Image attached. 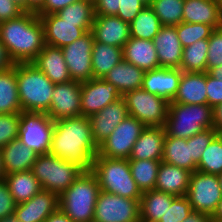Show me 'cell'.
I'll return each mask as SVG.
<instances>
[{"label": "cell", "instance_id": "1", "mask_svg": "<svg viewBox=\"0 0 222 222\" xmlns=\"http://www.w3.org/2000/svg\"><path fill=\"white\" fill-rule=\"evenodd\" d=\"M48 153L91 171L98 145L93 139L89 118L78 116L53 121Z\"/></svg>", "mask_w": 222, "mask_h": 222}, {"label": "cell", "instance_id": "2", "mask_svg": "<svg viewBox=\"0 0 222 222\" xmlns=\"http://www.w3.org/2000/svg\"><path fill=\"white\" fill-rule=\"evenodd\" d=\"M0 40L14 63H30L45 46L44 27L36 13L24 12L19 17L0 23Z\"/></svg>", "mask_w": 222, "mask_h": 222}, {"label": "cell", "instance_id": "3", "mask_svg": "<svg viewBox=\"0 0 222 222\" xmlns=\"http://www.w3.org/2000/svg\"><path fill=\"white\" fill-rule=\"evenodd\" d=\"M17 89L24 112L47 114L55 84L33 63H16Z\"/></svg>", "mask_w": 222, "mask_h": 222}, {"label": "cell", "instance_id": "4", "mask_svg": "<svg viewBox=\"0 0 222 222\" xmlns=\"http://www.w3.org/2000/svg\"><path fill=\"white\" fill-rule=\"evenodd\" d=\"M100 187L92 171H83L79 177L59 195V208L73 222H92Z\"/></svg>", "mask_w": 222, "mask_h": 222}, {"label": "cell", "instance_id": "5", "mask_svg": "<svg viewBox=\"0 0 222 222\" xmlns=\"http://www.w3.org/2000/svg\"><path fill=\"white\" fill-rule=\"evenodd\" d=\"M100 190L130 199H140L142 192L132 177L128 159H112L97 155L91 167Z\"/></svg>", "mask_w": 222, "mask_h": 222}, {"label": "cell", "instance_id": "6", "mask_svg": "<svg viewBox=\"0 0 222 222\" xmlns=\"http://www.w3.org/2000/svg\"><path fill=\"white\" fill-rule=\"evenodd\" d=\"M164 128L168 136L188 139L213 128V108L208 104L169 103Z\"/></svg>", "mask_w": 222, "mask_h": 222}, {"label": "cell", "instance_id": "7", "mask_svg": "<svg viewBox=\"0 0 222 222\" xmlns=\"http://www.w3.org/2000/svg\"><path fill=\"white\" fill-rule=\"evenodd\" d=\"M31 171L42 190L61 195L84 170L75 163L47 153L37 155Z\"/></svg>", "mask_w": 222, "mask_h": 222}, {"label": "cell", "instance_id": "8", "mask_svg": "<svg viewBox=\"0 0 222 222\" xmlns=\"http://www.w3.org/2000/svg\"><path fill=\"white\" fill-rule=\"evenodd\" d=\"M129 116L135 117L146 127H164L169 102L160 96L140 88L126 92L123 96Z\"/></svg>", "mask_w": 222, "mask_h": 222}, {"label": "cell", "instance_id": "9", "mask_svg": "<svg viewBox=\"0 0 222 222\" xmlns=\"http://www.w3.org/2000/svg\"><path fill=\"white\" fill-rule=\"evenodd\" d=\"M186 197L193 211L212 216L222 197L218 176L198 170L192 172Z\"/></svg>", "mask_w": 222, "mask_h": 222}, {"label": "cell", "instance_id": "10", "mask_svg": "<svg viewBox=\"0 0 222 222\" xmlns=\"http://www.w3.org/2000/svg\"><path fill=\"white\" fill-rule=\"evenodd\" d=\"M146 126L138 119L127 116L115 130L98 145L101 157L129 159L134 143Z\"/></svg>", "mask_w": 222, "mask_h": 222}, {"label": "cell", "instance_id": "11", "mask_svg": "<svg viewBox=\"0 0 222 222\" xmlns=\"http://www.w3.org/2000/svg\"><path fill=\"white\" fill-rule=\"evenodd\" d=\"M140 199H130L100 190L94 222H140Z\"/></svg>", "mask_w": 222, "mask_h": 222}, {"label": "cell", "instance_id": "12", "mask_svg": "<svg viewBox=\"0 0 222 222\" xmlns=\"http://www.w3.org/2000/svg\"><path fill=\"white\" fill-rule=\"evenodd\" d=\"M18 139L37 154H47L53 130V121L46 114L35 112L20 113Z\"/></svg>", "mask_w": 222, "mask_h": 222}, {"label": "cell", "instance_id": "13", "mask_svg": "<svg viewBox=\"0 0 222 222\" xmlns=\"http://www.w3.org/2000/svg\"><path fill=\"white\" fill-rule=\"evenodd\" d=\"M93 44L94 37L89 31L81 38L61 48L73 81L82 83L93 78L91 61Z\"/></svg>", "mask_w": 222, "mask_h": 222}, {"label": "cell", "instance_id": "14", "mask_svg": "<svg viewBox=\"0 0 222 222\" xmlns=\"http://www.w3.org/2000/svg\"><path fill=\"white\" fill-rule=\"evenodd\" d=\"M117 88L102 78H92L81 83V116L89 117L120 99Z\"/></svg>", "mask_w": 222, "mask_h": 222}, {"label": "cell", "instance_id": "15", "mask_svg": "<svg viewBox=\"0 0 222 222\" xmlns=\"http://www.w3.org/2000/svg\"><path fill=\"white\" fill-rule=\"evenodd\" d=\"M46 115L52 121L81 116V83L71 80L55 84Z\"/></svg>", "mask_w": 222, "mask_h": 222}, {"label": "cell", "instance_id": "16", "mask_svg": "<svg viewBox=\"0 0 222 222\" xmlns=\"http://www.w3.org/2000/svg\"><path fill=\"white\" fill-rule=\"evenodd\" d=\"M59 209V195L41 190L28 201L16 204L14 216L21 222H44Z\"/></svg>", "mask_w": 222, "mask_h": 222}, {"label": "cell", "instance_id": "17", "mask_svg": "<svg viewBox=\"0 0 222 222\" xmlns=\"http://www.w3.org/2000/svg\"><path fill=\"white\" fill-rule=\"evenodd\" d=\"M127 116H129L128 109L123 97L89 116L92 136L96 144L99 145L108 138Z\"/></svg>", "mask_w": 222, "mask_h": 222}, {"label": "cell", "instance_id": "18", "mask_svg": "<svg viewBox=\"0 0 222 222\" xmlns=\"http://www.w3.org/2000/svg\"><path fill=\"white\" fill-rule=\"evenodd\" d=\"M91 32L95 42L123 48L130 39V24L115 15H95Z\"/></svg>", "mask_w": 222, "mask_h": 222}, {"label": "cell", "instance_id": "19", "mask_svg": "<svg viewBox=\"0 0 222 222\" xmlns=\"http://www.w3.org/2000/svg\"><path fill=\"white\" fill-rule=\"evenodd\" d=\"M181 75L182 70L178 68L160 67L146 71L141 88L172 102L177 94Z\"/></svg>", "mask_w": 222, "mask_h": 222}, {"label": "cell", "instance_id": "20", "mask_svg": "<svg viewBox=\"0 0 222 222\" xmlns=\"http://www.w3.org/2000/svg\"><path fill=\"white\" fill-rule=\"evenodd\" d=\"M43 27L45 44L62 48L81 38L87 32L78 23L65 22L56 14L39 15Z\"/></svg>", "mask_w": 222, "mask_h": 222}, {"label": "cell", "instance_id": "21", "mask_svg": "<svg viewBox=\"0 0 222 222\" xmlns=\"http://www.w3.org/2000/svg\"><path fill=\"white\" fill-rule=\"evenodd\" d=\"M153 43L160 67L180 69L183 47L176 26L162 25L153 38Z\"/></svg>", "mask_w": 222, "mask_h": 222}, {"label": "cell", "instance_id": "22", "mask_svg": "<svg viewBox=\"0 0 222 222\" xmlns=\"http://www.w3.org/2000/svg\"><path fill=\"white\" fill-rule=\"evenodd\" d=\"M165 137L164 127H145L134 143L128 160L162 161Z\"/></svg>", "mask_w": 222, "mask_h": 222}, {"label": "cell", "instance_id": "23", "mask_svg": "<svg viewBox=\"0 0 222 222\" xmlns=\"http://www.w3.org/2000/svg\"><path fill=\"white\" fill-rule=\"evenodd\" d=\"M54 84L67 83L71 76L64 60L62 49L45 44L42 51L31 62Z\"/></svg>", "mask_w": 222, "mask_h": 222}, {"label": "cell", "instance_id": "24", "mask_svg": "<svg viewBox=\"0 0 222 222\" xmlns=\"http://www.w3.org/2000/svg\"><path fill=\"white\" fill-rule=\"evenodd\" d=\"M123 60L145 72L160 68L153 40L130 37L123 46Z\"/></svg>", "mask_w": 222, "mask_h": 222}, {"label": "cell", "instance_id": "25", "mask_svg": "<svg viewBox=\"0 0 222 222\" xmlns=\"http://www.w3.org/2000/svg\"><path fill=\"white\" fill-rule=\"evenodd\" d=\"M191 173L187 169L161 161L154 189L174 196H186Z\"/></svg>", "mask_w": 222, "mask_h": 222}, {"label": "cell", "instance_id": "26", "mask_svg": "<svg viewBox=\"0 0 222 222\" xmlns=\"http://www.w3.org/2000/svg\"><path fill=\"white\" fill-rule=\"evenodd\" d=\"M169 103L207 104L206 72L182 71L177 94Z\"/></svg>", "mask_w": 222, "mask_h": 222}, {"label": "cell", "instance_id": "27", "mask_svg": "<svg viewBox=\"0 0 222 222\" xmlns=\"http://www.w3.org/2000/svg\"><path fill=\"white\" fill-rule=\"evenodd\" d=\"M182 22L222 27V9L214 0H184Z\"/></svg>", "mask_w": 222, "mask_h": 222}, {"label": "cell", "instance_id": "28", "mask_svg": "<svg viewBox=\"0 0 222 222\" xmlns=\"http://www.w3.org/2000/svg\"><path fill=\"white\" fill-rule=\"evenodd\" d=\"M3 168L6 175L32 169L37 153L25 147L19 139L12 140L1 148Z\"/></svg>", "mask_w": 222, "mask_h": 222}, {"label": "cell", "instance_id": "29", "mask_svg": "<svg viewBox=\"0 0 222 222\" xmlns=\"http://www.w3.org/2000/svg\"><path fill=\"white\" fill-rule=\"evenodd\" d=\"M144 75L145 71L122 60L104 75L102 79L112 83L123 96L128 91L140 89Z\"/></svg>", "mask_w": 222, "mask_h": 222}, {"label": "cell", "instance_id": "30", "mask_svg": "<svg viewBox=\"0 0 222 222\" xmlns=\"http://www.w3.org/2000/svg\"><path fill=\"white\" fill-rule=\"evenodd\" d=\"M175 197L156 189L142 192L139 201L140 222H158Z\"/></svg>", "mask_w": 222, "mask_h": 222}, {"label": "cell", "instance_id": "31", "mask_svg": "<svg viewBox=\"0 0 222 222\" xmlns=\"http://www.w3.org/2000/svg\"><path fill=\"white\" fill-rule=\"evenodd\" d=\"M162 161L191 172L197 170V164L192 160L191 143H187V139L184 138L166 134Z\"/></svg>", "mask_w": 222, "mask_h": 222}, {"label": "cell", "instance_id": "32", "mask_svg": "<svg viewBox=\"0 0 222 222\" xmlns=\"http://www.w3.org/2000/svg\"><path fill=\"white\" fill-rule=\"evenodd\" d=\"M9 191L16 204L28 201L42 190L38 179L31 170L5 175Z\"/></svg>", "mask_w": 222, "mask_h": 222}, {"label": "cell", "instance_id": "33", "mask_svg": "<svg viewBox=\"0 0 222 222\" xmlns=\"http://www.w3.org/2000/svg\"><path fill=\"white\" fill-rule=\"evenodd\" d=\"M17 89L16 63L0 72V114L21 113Z\"/></svg>", "mask_w": 222, "mask_h": 222}, {"label": "cell", "instance_id": "34", "mask_svg": "<svg viewBox=\"0 0 222 222\" xmlns=\"http://www.w3.org/2000/svg\"><path fill=\"white\" fill-rule=\"evenodd\" d=\"M91 58L93 78H103L123 60V48L94 41Z\"/></svg>", "mask_w": 222, "mask_h": 222}, {"label": "cell", "instance_id": "35", "mask_svg": "<svg viewBox=\"0 0 222 222\" xmlns=\"http://www.w3.org/2000/svg\"><path fill=\"white\" fill-rule=\"evenodd\" d=\"M56 15L65 22L78 23V27L89 32L95 18L94 1L78 0L58 11Z\"/></svg>", "mask_w": 222, "mask_h": 222}, {"label": "cell", "instance_id": "36", "mask_svg": "<svg viewBox=\"0 0 222 222\" xmlns=\"http://www.w3.org/2000/svg\"><path fill=\"white\" fill-rule=\"evenodd\" d=\"M158 16L150 6H145L130 23V37L153 40L161 28Z\"/></svg>", "mask_w": 222, "mask_h": 222}, {"label": "cell", "instance_id": "37", "mask_svg": "<svg viewBox=\"0 0 222 222\" xmlns=\"http://www.w3.org/2000/svg\"><path fill=\"white\" fill-rule=\"evenodd\" d=\"M208 46V39H203L184 47L180 69L183 72H207Z\"/></svg>", "mask_w": 222, "mask_h": 222}, {"label": "cell", "instance_id": "38", "mask_svg": "<svg viewBox=\"0 0 222 222\" xmlns=\"http://www.w3.org/2000/svg\"><path fill=\"white\" fill-rule=\"evenodd\" d=\"M133 179L141 192L155 188L158 169L161 161L128 160Z\"/></svg>", "mask_w": 222, "mask_h": 222}, {"label": "cell", "instance_id": "39", "mask_svg": "<svg viewBox=\"0 0 222 222\" xmlns=\"http://www.w3.org/2000/svg\"><path fill=\"white\" fill-rule=\"evenodd\" d=\"M197 170L207 174L222 173V135L217 134L202 153Z\"/></svg>", "mask_w": 222, "mask_h": 222}, {"label": "cell", "instance_id": "40", "mask_svg": "<svg viewBox=\"0 0 222 222\" xmlns=\"http://www.w3.org/2000/svg\"><path fill=\"white\" fill-rule=\"evenodd\" d=\"M149 6L161 25L176 26L182 22L184 0H152Z\"/></svg>", "mask_w": 222, "mask_h": 222}, {"label": "cell", "instance_id": "41", "mask_svg": "<svg viewBox=\"0 0 222 222\" xmlns=\"http://www.w3.org/2000/svg\"><path fill=\"white\" fill-rule=\"evenodd\" d=\"M176 30L184 48L198 40L208 39L214 28L208 24L181 22L176 25Z\"/></svg>", "mask_w": 222, "mask_h": 222}, {"label": "cell", "instance_id": "42", "mask_svg": "<svg viewBox=\"0 0 222 222\" xmlns=\"http://www.w3.org/2000/svg\"><path fill=\"white\" fill-rule=\"evenodd\" d=\"M20 113L0 114V148L18 139Z\"/></svg>", "mask_w": 222, "mask_h": 222}, {"label": "cell", "instance_id": "43", "mask_svg": "<svg viewBox=\"0 0 222 222\" xmlns=\"http://www.w3.org/2000/svg\"><path fill=\"white\" fill-rule=\"evenodd\" d=\"M192 211L186 196H176L158 222H182Z\"/></svg>", "mask_w": 222, "mask_h": 222}, {"label": "cell", "instance_id": "44", "mask_svg": "<svg viewBox=\"0 0 222 222\" xmlns=\"http://www.w3.org/2000/svg\"><path fill=\"white\" fill-rule=\"evenodd\" d=\"M207 72L222 65V27L212 31L208 38Z\"/></svg>", "mask_w": 222, "mask_h": 222}, {"label": "cell", "instance_id": "45", "mask_svg": "<svg viewBox=\"0 0 222 222\" xmlns=\"http://www.w3.org/2000/svg\"><path fill=\"white\" fill-rule=\"evenodd\" d=\"M217 134L214 128H209L187 139V143H191L192 160L196 164L199 163L202 153Z\"/></svg>", "mask_w": 222, "mask_h": 222}, {"label": "cell", "instance_id": "46", "mask_svg": "<svg viewBox=\"0 0 222 222\" xmlns=\"http://www.w3.org/2000/svg\"><path fill=\"white\" fill-rule=\"evenodd\" d=\"M119 6L115 16L130 24L146 5L141 0H121Z\"/></svg>", "mask_w": 222, "mask_h": 222}, {"label": "cell", "instance_id": "47", "mask_svg": "<svg viewBox=\"0 0 222 222\" xmlns=\"http://www.w3.org/2000/svg\"><path fill=\"white\" fill-rule=\"evenodd\" d=\"M16 203L5 179L0 180V219L14 215Z\"/></svg>", "mask_w": 222, "mask_h": 222}, {"label": "cell", "instance_id": "48", "mask_svg": "<svg viewBox=\"0 0 222 222\" xmlns=\"http://www.w3.org/2000/svg\"><path fill=\"white\" fill-rule=\"evenodd\" d=\"M206 93L207 104L214 108L222 103V81L218 80L206 72Z\"/></svg>", "mask_w": 222, "mask_h": 222}, {"label": "cell", "instance_id": "49", "mask_svg": "<svg viewBox=\"0 0 222 222\" xmlns=\"http://www.w3.org/2000/svg\"><path fill=\"white\" fill-rule=\"evenodd\" d=\"M24 12L13 0H0V23L17 18Z\"/></svg>", "mask_w": 222, "mask_h": 222}, {"label": "cell", "instance_id": "50", "mask_svg": "<svg viewBox=\"0 0 222 222\" xmlns=\"http://www.w3.org/2000/svg\"><path fill=\"white\" fill-rule=\"evenodd\" d=\"M95 15H116L121 0H93Z\"/></svg>", "mask_w": 222, "mask_h": 222}, {"label": "cell", "instance_id": "51", "mask_svg": "<svg viewBox=\"0 0 222 222\" xmlns=\"http://www.w3.org/2000/svg\"><path fill=\"white\" fill-rule=\"evenodd\" d=\"M78 0H45L43 7L36 13L37 15L56 14L66 6Z\"/></svg>", "mask_w": 222, "mask_h": 222}, {"label": "cell", "instance_id": "52", "mask_svg": "<svg viewBox=\"0 0 222 222\" xmlns=\"http://www.w3.org/2000/svg\"><path fill=\"white\" fill-rule=\"evenodd\" d=\"M14 66V62L10 59L5 45L0 40V72L5 71Z\"/></svg>", "mask_w": 222, "mask_h": 222}, {"label": "cell", "instance_id": "53", "mask_svg": "<svg viewBox=\"0 0 222 222\" xmlns=\"http://www.w3.org/2000/svg\"><path fill=\"white\" fill-rule=\"evenodd\" d=\"M213 128L222 135V103L213 108Z\"/></svg>", "mask_w": 222, "mask_h": 222}, {"label": "cell", "instance_id": "54", "mask_svg": "<svg viewBox=\"0 0 222 222\" xmlns=\"http://www.w3.org/2000/svg\"><path fill=\"white\" fill-rule=\"evenodd\" d=\"M182 222H213V220L207 214L192 211Z\"/></svg>", "mask_w": 222, "mask_h": 222}, {"label": "cell", "instance_id": "55", "mask_svg": "<svg viewBox=\"0 0 222 222\" xmlns=\"http://www.w3.org/2000/svg\"><path fill=\"white\" fill-rule=\"evenodd\" d=\"M44 222H73L60 208L52 213Z\"/></svg>", "mask_w": 222, "mask_h": 222}, {"label": "cell", "instance_id": "56", "mask_svg": "<svg viewBox=\"0 0 222 222\" xmlns=\"http://www.w3.org/2000/svg\"><path fill=\"white\" fill-rule=\"evenodd\" d=\"M45 0H26V12L37 13L44 4Z\"/></svg>", "mask_w": 222, "mask_h": 222}, {"label": "cell", "instance_id": "57", "mask_svg": "<svg viewBox=\"0 0 222 222\" xmlns=\"http://www.w3.org/2000/svg\"><path fill=\"white\" fill-rule=\"evenodd\" d=\"M213 222H222V197L219 203L217 204L216 210L211 216Z\"/></svg>", "mask_w": 222, "mask_h": 222}, {"label": "cell", "instance_id": "58", "mask_svg": "<svg viewBox=\"0 0 222 222\" xmlns=\"http://www.w3.org/2000/svg\"><path fill=\"white\" fill-rule=\"evenodd\" d=\"M207 73L212 77L222 81V65L211 68Z\"/></svg>", "mask_w": 222, "mask_h": 222}, {"label": "cell", "instance_id": "59", "mask_svg": "<svg viewBox=\"0 0 222 222\" xmlns=\"http://www.w3.org/2000/svg\"><path fill=\"white\" fill-rule=\"evenodd\" d=\"M5 172H4V168H3V160H2V152H1V148H0V180L5 178Z\"/></svg>", "mask_w": 222, "mask_h": 222}, {"label": "cell", "instance_id": "60", "mask_svg": "<svg viewBox=\"0 0 222 222\" xmlns=\"http://www.w3.org/2000/svg\"><path fill=\"white\" fill-rule=\"evenodd\" d=\"M0 222H21L14 215L0 219Z\"/></svg>", "mask_w": 222, "mask_h": 222}, {"label": "cell", "instance_id": "61", "mask_svg": "<svg viewBox=\"0 0 222 222\" xmlns=\"http://www.w3.org/2000/svg\"><path fill=\"white\" fill-rule=\"evenodd\" d=\"M13 1L26 12V0H13Z\"/></svg>", "mask_w": 222, "mask_h": 222}, {"label": "cell", "instance_id": "62", "mask_svg": "<svg viewBox=\"0 0 222 222\" xmlns=\"http://www.w3.org/2000/svg\"><path fill=\"white\" fill-rule=\"evenodd\" d=\"M146 6H149L152 0H141Z\"/></svg>", "mask_w": 222, "mask_h": 222}, {"label": "cell", "instance_id": "63", "mask_svg": "<svg viewBox=\"0 0 222 222\" xmlns=\"http://www.w3.org/2000/svg\"><path fill=\"white\" fill-rule=\"evenodd\" d=\"M217 176L219 178L220 186H221V189H222V173L218 174Z\"/></svg>", "mask_w": 222, "mask_h": 222}, {"label": "cell", "instance_id": "64", "mask_svg": "<svg viewBox=\"0 0 222 222\" xmlns=\"http://www.w3.org/2000/svg\"><path fill=\"white\" fill-rule=\"evenodd\" d=\"M217 5L222 9V0H214Z\"/></svg>", "mask_w": 222, "mask_h": 222}]
</instances>
